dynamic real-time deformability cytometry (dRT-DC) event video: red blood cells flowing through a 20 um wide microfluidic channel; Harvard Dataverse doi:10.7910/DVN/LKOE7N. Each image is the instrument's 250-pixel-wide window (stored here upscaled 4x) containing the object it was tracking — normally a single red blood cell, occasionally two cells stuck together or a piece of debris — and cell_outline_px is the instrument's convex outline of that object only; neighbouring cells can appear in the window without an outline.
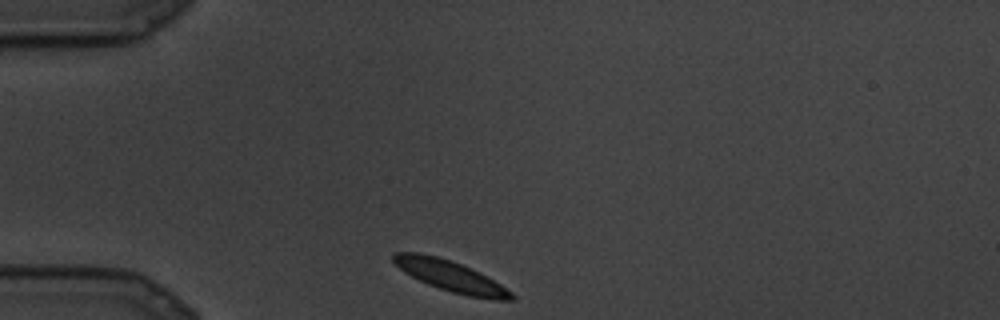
{"species": "common noctule bat (a hibernating species)", "species_latin": "Nyctalus noctula", "temperature_condition": "cold", "stored_images_in_passage": 72, "camera_frame_rate_fps": 3000, "um_per_image_px": 0.085, "animal": {"sex": "male", "body_mass_g": 19.5, "forearm_length_mm": 54.6}, "frame": {"image": 1, "passage_image": 1, "time_ms": 0.0, "image_size_px": [1000, 320], "cell_outline_px": [[516, 300], [496, 300], [468, 296], [452, 292], [428, 284], [404, 272], [392, 260], [392, 256], [396, 252], [420, 252], [436, 256], [460, 264], [480, 272], [500, 284], [512, 292], [516, 296]], "centroid_in_image_um": [38.33, 23.47], "position_along_channel_um": 46.7, "area_um2": 20.98}}
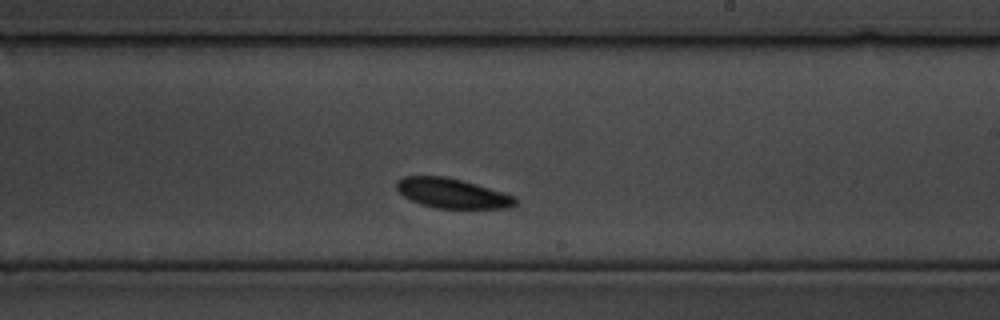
{"frame": {"image": 2, "passage_image": 34, "time_ms": 11.0, "image_size_px": [1000, 320], "cell_outline_px": [[516, 204], [508, 208], [436, 208], [420, 204], [404, 196], [396, 188], [396, 180], [404, 176], [444, 176], [476, 184], [516, 196]], "centroid_in_image_um": [38.42, 16.43], "position_along_channel_um": 250.6, "area_um2": 20.46}}
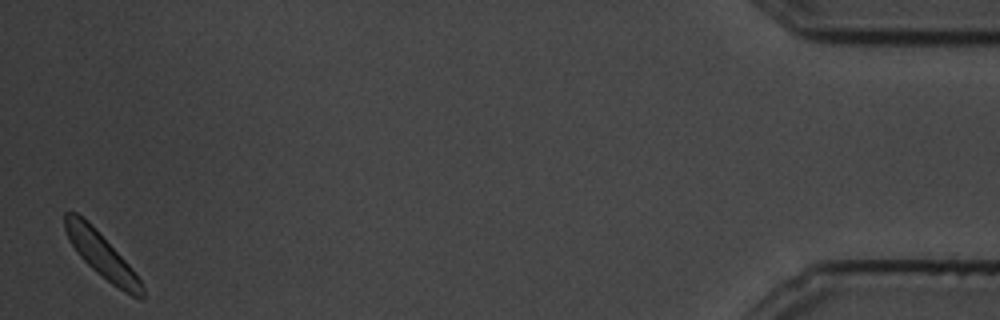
{"frame": {"image": 3, "passage_image": 71, "time_ms": 23.333, "image_size_px": [1000, 320], "cell_outline_px": [[144, 300], [140, 300], [124, 292], [112, 284], [96, 272], [80, 256], [68, 240], [64, 228], [64, 212], [76, 212], [88, 220], [92, 224], [132, 268], [140, 280], [144, 288]], "centroid_in_image_um": [8.63, 21.68], "position_along_channel_um": 426.6, "area_um2": 20.11}}